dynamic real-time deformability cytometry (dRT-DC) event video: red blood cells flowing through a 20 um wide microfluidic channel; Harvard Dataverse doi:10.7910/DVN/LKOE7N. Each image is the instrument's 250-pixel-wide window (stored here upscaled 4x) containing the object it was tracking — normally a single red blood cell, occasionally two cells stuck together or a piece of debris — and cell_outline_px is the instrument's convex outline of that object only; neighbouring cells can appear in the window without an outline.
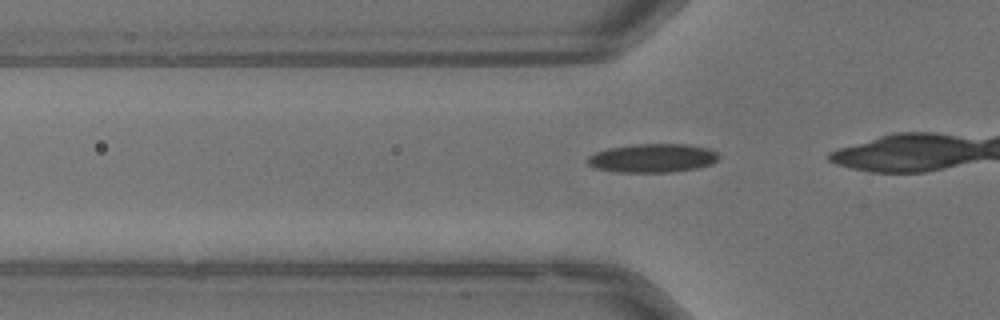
{"species": "common noctule bat (a hibernating species)", "species_latin": "Nyctalus noctula", "temperature_condition": "warm", "stored_images_in_passage": 22, "camera_frame_rate_fps": 3000, "um_per_image_px": 0.085, "animal": {"sex": "male", "body_mass_g": 13.3}, "frame": {"image": 1, "passage_image": 7, "time_ms": 2.0, "image_size_px": [1000, 320], "cell_outline_px": [[720, 156], [712, 164], [696, 168], [672, 172], [616, 172], [592, 168], [588, 164], [588, 156], [596, 152], [608, 148], [632, 144], [684, 144], [708, 148], [716, 152]], "centroid_in_image_um": [55.44, 13.44], "position_along_channel_um": 70.4, "area_um2": 22.02}}